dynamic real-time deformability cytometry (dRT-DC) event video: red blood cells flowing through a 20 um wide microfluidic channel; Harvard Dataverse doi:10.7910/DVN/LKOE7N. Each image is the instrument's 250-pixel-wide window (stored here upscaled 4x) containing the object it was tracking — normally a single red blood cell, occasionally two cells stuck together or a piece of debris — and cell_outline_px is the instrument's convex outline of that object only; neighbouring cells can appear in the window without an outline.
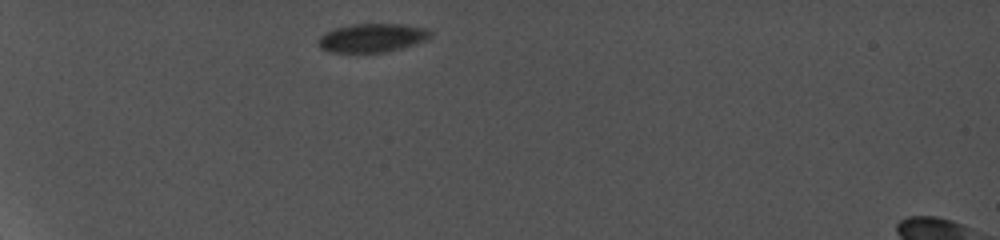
{"species": "common noctule bat (a hibernating species)", "species_latin": "Nyctalus noctula", "temperature_condition": "cold", "stored_images_in_passage": 6, "camera_frame_rate_fps": 5000, "um_per_image_px": 0.085, "animal": {"sex": "female", "body_mass_g": 19.0, "forearm_length_mm": 56.7}, "frame": {"image": 1, "passage_image": 1, "time_ms": 0.0, "image_size_px": [1000, 240], "cell_outline_px": [[432, 36], [428, 40], [388, 52], [328, 52], [320, 48], [316, 44], [316, 40], [324, 32], [336, 28], [352, 24], [404, 24], [428, 28], [432, 32]], "centroid_in_image_um": [31.64, 3.22], "position_along_channel_um": 53.4, "area_um2": 19.07}}
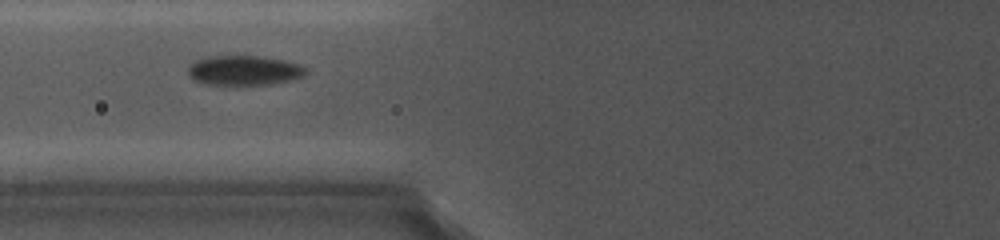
{"frame": {"image": 2, "passage_image": 4, "time_ms": 2.6, "image_size_px": [1000, 240], "cell_outline_px": [[308, 72], [304, 76], [292, 80], [272, 84], [208, 84], [192, 80], [188, 76], [188, 64], [196, 60], [208, 56], [260, 56], [284, 60], [300, 64], [308, 68]], "centroid_in_image_um": [20.76, 5.98], "position_along_channel_um": 105.0, "area_um2": 20.63}}